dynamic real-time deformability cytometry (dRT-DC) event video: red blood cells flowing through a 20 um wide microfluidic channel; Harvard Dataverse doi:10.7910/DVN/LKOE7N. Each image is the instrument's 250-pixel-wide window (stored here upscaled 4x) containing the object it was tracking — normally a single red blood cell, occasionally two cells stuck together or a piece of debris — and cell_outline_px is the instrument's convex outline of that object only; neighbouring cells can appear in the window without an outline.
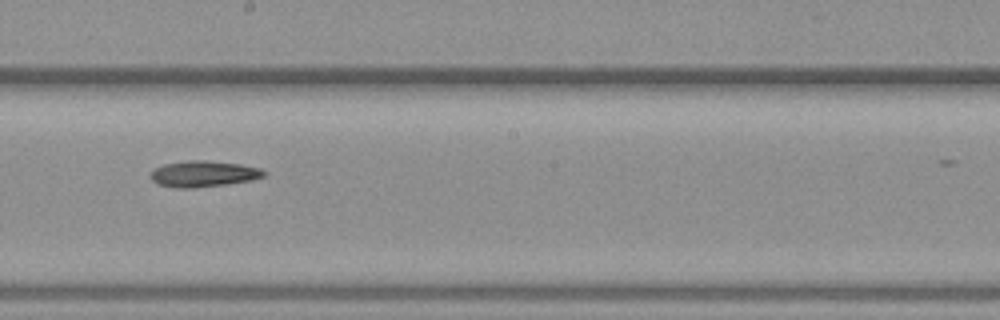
{"species": "common noctule bat (a hibernating species)", "species_latin": "Nyctalus noctula", "temperature_condition": "warm", "stored_images_in_passage": 28, "camera_frame_rate_fps": 3000, "um_per_image_px": 0.085, "animal": {"sex": "female", "body_mass_g": 19.3, "forearm_length_mm": 54.1}, "frame": {"image": 1, "passage_image": 13, "time_ms": 4.0, "image_size_px": [1000, 320], "cell_outline_px": [[268, 172], [264, 176], [252, 180], [224, 184], [192, 188], [180, 188], [160, 184], [152, 180], [152, 172], [156, 168], [164, 164], [188, 160], [208, 160], [240, 164], [260, 168]], "centroid_in_image_um": [17.35, 14.76], "position_along_channel_um": 230.8, "area_um2": 16.99}}
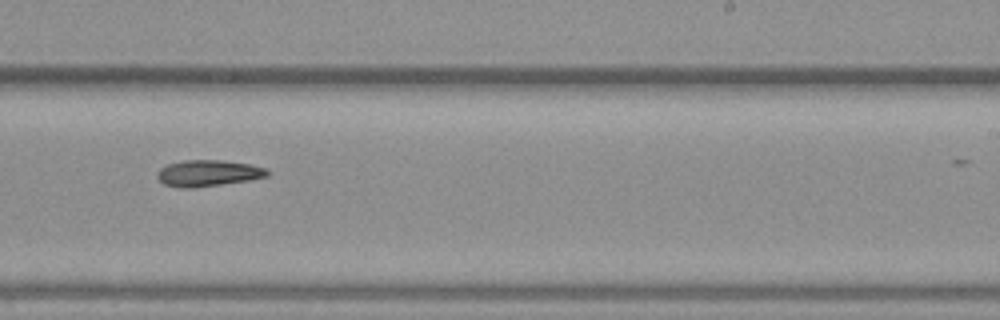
{"frame": {"image": 2, "passage_image": 16, "time_ms": 5.0, "image_size_px": [1000, 320], "cell_outline_px": [[268, 176], [248, 180], [192, 188], [180, 188], [164, 184], [156, 176], [156, 172], [160, 168], [168, 164], [184, 160], [224, 160], [248, 164], [268, 168]], "centroid_in_image_um": [17.66, 14.71], "position_along_channel_um": 271.3, "area_um2": 16.82}}